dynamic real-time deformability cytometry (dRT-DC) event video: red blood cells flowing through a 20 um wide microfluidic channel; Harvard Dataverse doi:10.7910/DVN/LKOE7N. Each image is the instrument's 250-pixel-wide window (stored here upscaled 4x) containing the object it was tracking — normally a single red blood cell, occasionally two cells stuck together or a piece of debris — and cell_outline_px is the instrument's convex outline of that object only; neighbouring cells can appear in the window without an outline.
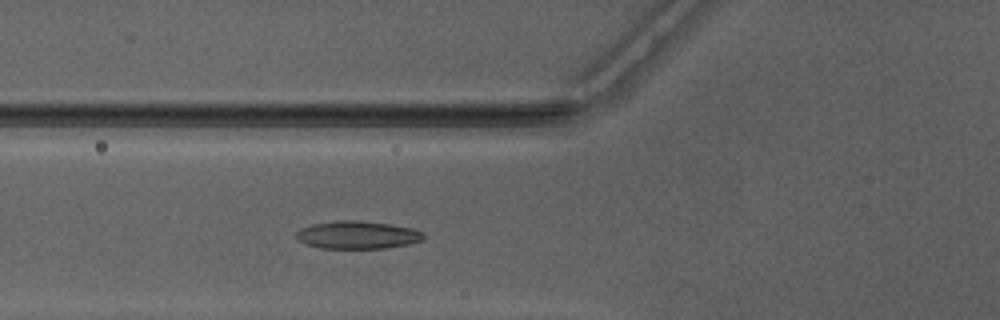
{"species": "Egyptian fruit bat (a non-hibernating species)", "species_latin": "Rousettus aegyptiacus", "temperature_condition": "warm", "stored_images_in_passage": 38, "camera_frame_rate_fps": 3000, "um_per_image_px": 0.085, "animal": {"sex": "male"}, "frame": {"image": 1, "passage_image": 7, "time_ms": 2.0, "image_size_px": [1000, 320], "cell_outline_px": [[424, 240], [408, 244], [384, 248], [320, 248], [304, 244], [296, 240], [296, 232], [300, 228], [312, 224], [336, 220], [360, 220], [388, 224], [412, 228], [424, 232]], "centroid_in_image_um": [30.35, 19.96], "position_along_channel_um": 95.5, "area_um2": 20.81}}
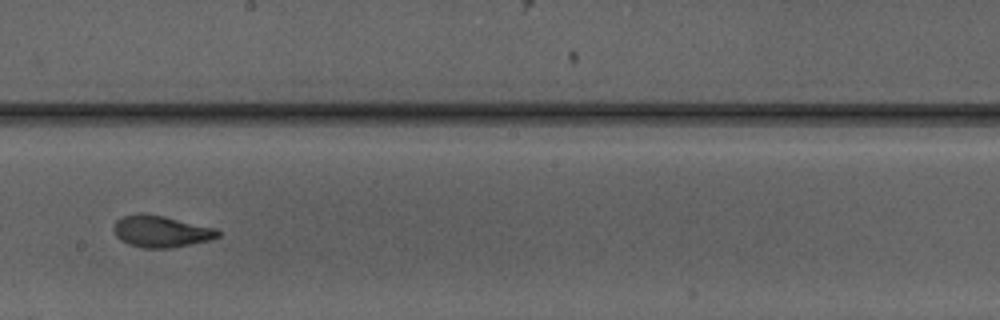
{"frame": {"image": 2, "passage_image": 17, "time_ms": 5.333, "image_size_px": [1000, 320], "cell_outline_px": [[220, 236], [208, 240], [172, 248], [144, 248], [128, 244], [120, 240], [116, 236], [112, 228], [116, 220], [124, 216], [140, 212], [164, 216], [216, 228], [220, 232]], "centroid_in_image_um": [13.65, 19.66], "position_along_channel_um": 234.5, "area_um2": 19.31}}
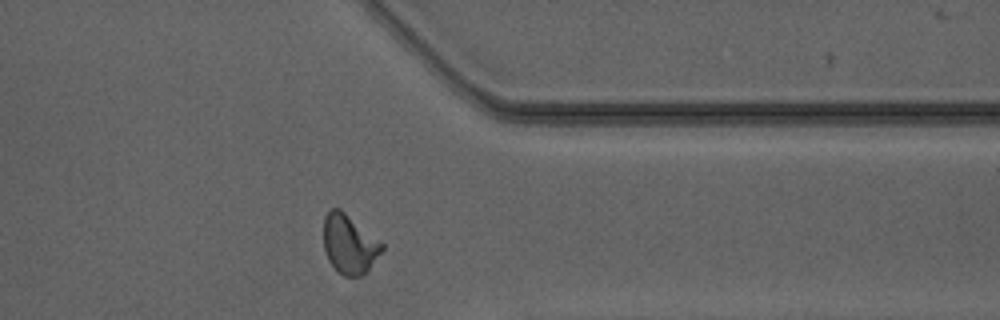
{"frame": {"image": 3, "passage_image": 28, "time_ms": 9.0, "image_size_px": [1000, 320], "cell_outline_px": [[384, 248], [368, 268], [360, 276], [344, 276], [328, 260], [324, 248], [324, 216], [332, 208], [340, 208], [384, 244]], "centroid_in_image_um": [29.68, 20.72], "position_along_channel_um": 381.7, "area_um2": 19.65}, "authors_computed_cell_mechanics": {"area_um2": 19.4208, "velocity_mm_per_s": 4.1531, "shape_relaxation_time_tau1_ms": 4.0886, "shape_relaxation_time_tau2_ms": 1.1145, "deformation_change_tau1": 0.1649, "deformation_change_tau2": 0.0776}}